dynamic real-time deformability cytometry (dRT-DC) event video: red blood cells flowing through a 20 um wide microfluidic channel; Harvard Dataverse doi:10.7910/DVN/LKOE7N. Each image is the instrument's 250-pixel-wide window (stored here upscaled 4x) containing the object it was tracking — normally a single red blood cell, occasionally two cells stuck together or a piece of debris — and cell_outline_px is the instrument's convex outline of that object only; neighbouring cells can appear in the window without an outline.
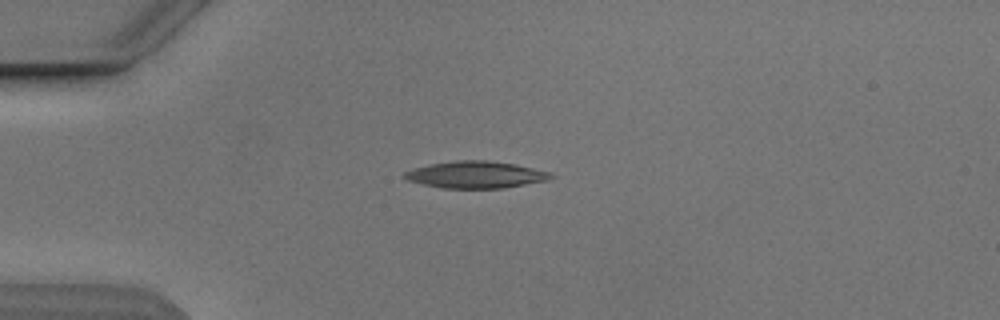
{"species": "Egyptian fruit bat (a non-hibernating species)", "species_latin": "Rousettus aegyptiacus", "temperature_condition": "cold", "stored_images_in_passage": 7, "camera_frame_rate_fps": 3000, "um_per_image_px": 0.085, "animal": {"sex": "male"}, "frame": {"image": 1, "passage_image": 2, "time_ms": 1.0, "image_size_px": [1000, 320], "cell_outline_px": [[556, 176], [548, 180], [504, 188], [440, 188], [408, 180], [404, 176], [404, 172], [412, 168], [432, 164], [456, 160], [488, 160], [516, 164], [552, 172]], "centroid_in_image_um": [40.49, 14.84], "position_along_channel_um": 44.5, "area_um2": 23.0}}
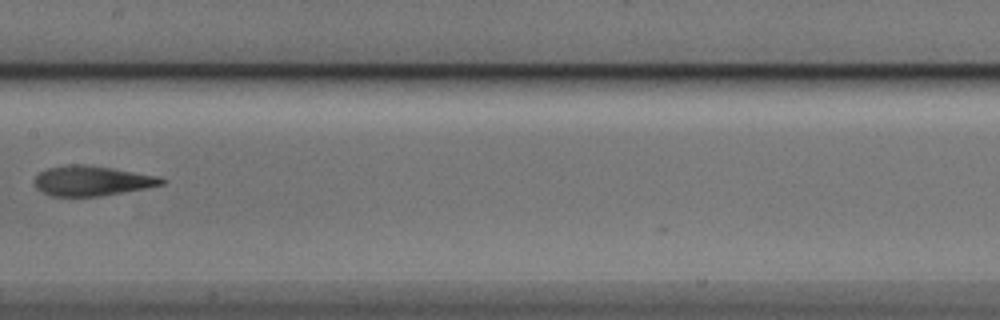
{"frame": {"image": 2, "passage_image": 6, "time_ms": 5.667, "image_size_px": [1000, 320], "cell_outline_px": [[164, 184], [144, 188], [100, 196], [52, 196], [36, 188], [32, 180], [40, 172], [48, 168], [68, 164], [88, 164], [112, 168], [156, 176], [164, 180]], "centroid_in_image_um": [7.74, 15.36], "position_along_channel_um": 199.7, "area_um2": 21.96}}
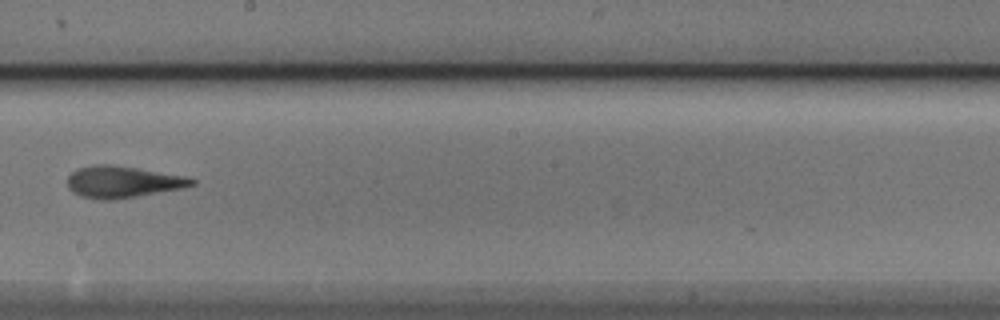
{"frame": {"image": 3, "passage_image": 7, "time_ms": 6.667, "image_size_px": [1000, 320], "cell_outline_px": [[196, 184], [180, 188], [116, 200], [100, 200], [80, 196], [72, 192], [68, 188], [68, 176], [72, 172], [80, 168], [96, 164], [112, 164], [184, 176], [196, 180]], "centroid_in_image_um": [10.38, 15.47], "position_along_channel_um": 237.8, "area_um2": 22.77}}